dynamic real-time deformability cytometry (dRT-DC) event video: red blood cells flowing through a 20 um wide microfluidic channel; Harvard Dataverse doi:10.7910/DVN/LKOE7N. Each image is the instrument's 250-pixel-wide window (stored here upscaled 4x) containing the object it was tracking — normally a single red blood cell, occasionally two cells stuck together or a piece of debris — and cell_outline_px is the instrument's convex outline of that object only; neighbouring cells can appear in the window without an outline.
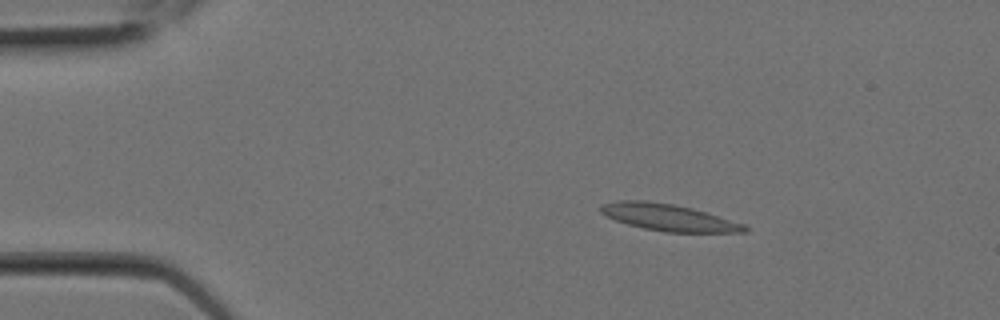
{"species": "Egyptian fruit bat (a non-hibernating species)", "species_latin": "Rousettus aegyptiacus", "temperature_condition": "room temperature", "stored_images_in_passage": 9, "camera_frame_rate_fps": 3000, "um_per_image_px": 0.085, "animal": {"sex": "female"}, "frame": {"image": 1, "passage_image": 4, "time_ms": 1.0, "image_size_px": [1000, 320], "cell_outline_px": [[748, 232], [664, 232], [644, 228], [628, 224], [604, 216], [600, 212], [600, 208], [604, 204], [620, 200], [644, 200], [672, 204], [692, 208], [744, 224], [748, 228]], "centroid_in_image_um": [56.81, 18.48], "position_along_channel_um": 28.2, "area_um2": 22.2}}
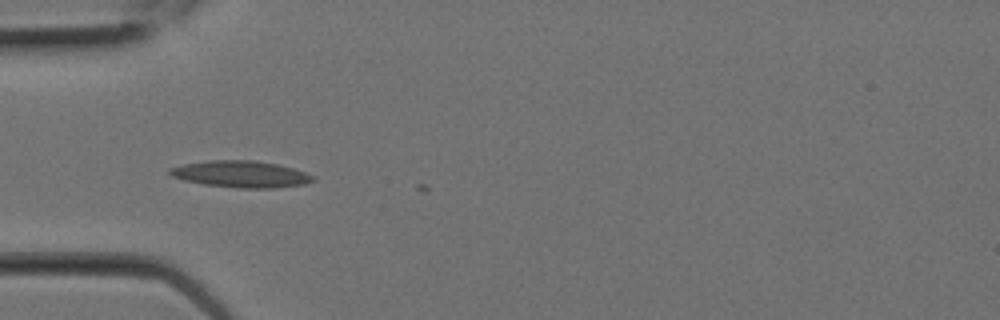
{"frame": {"image": 2, "passage_image": 7, "time_ms": 2.0, "image_size_px": [1000, 320], "cell_outline_px": [[316, 180], [304, 184], [276, 188], [240, 188], [204, 184], [184, 180], [172, 176], [168, 172], [168, 168], [184, 164], [208, 160], [252, 160], [276, 164], [292, 168], [304, 172], [312, 176]], "centroid_in_image_um": [20.45, 14.8], "position_along_channel_um": 64.5, "area_um2": 22.08}}